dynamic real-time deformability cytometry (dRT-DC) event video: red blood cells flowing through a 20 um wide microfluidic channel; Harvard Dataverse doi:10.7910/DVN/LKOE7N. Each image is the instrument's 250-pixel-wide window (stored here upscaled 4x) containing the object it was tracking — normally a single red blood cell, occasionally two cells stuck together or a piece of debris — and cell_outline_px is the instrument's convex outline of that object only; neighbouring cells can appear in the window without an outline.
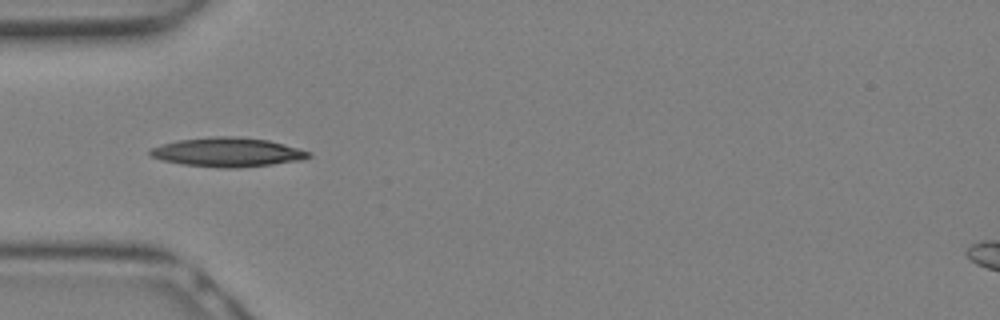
{"species": "Egyptian fruit bat (a non-hibernating species)", "species_latin": "Rousettus aegyptiacus", "temperature_condition": "warm", "stored_images_in_passage": 4, "camera_frame_rate_fps": 3000, "um_per_image_px": 0.085, "animal": {"sex": "female"}, "frame": {"image": 1, "passage_image": 1, "time_ms": 0.0, "image_size_px": [1000, 320], "cell_outline_px": [[312, 156], [304, 160], [272, 164], [236, 168], [224, 168], [184, 164], [164, 160], [148, 156], [148, 148], [160, 144], [176, 140], [216, 136], [232, 136], [268, 140], [300, 148], [312, 152]], "centroid_in_image_um": [19.34, 12.93], "position_along_channel_um": 65.7, "area_um2": 27.11}}
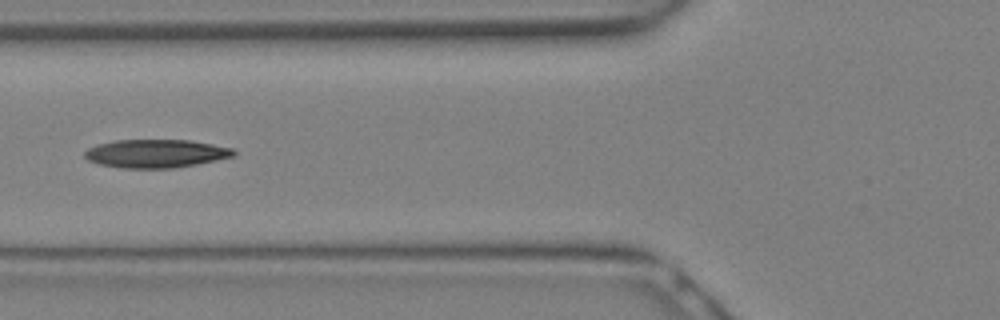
{"frame": {"image": 2, "passage_image": 3, "time_ms": 0.667, "image_size_px": [1000, 320], "cell_outline_px": [[236, 152], [232, 156], [216, 160], [196, 164], [172, 168], [120, 168], [100, 164], [88, 160], [84, 156], [84, 152], [88, 148], [96, 144], [116, 140], [188, 140], [212, 144], [232, 148]], "centroid_in_image_um": [13.21, 13.05], "position_along_channel_um": 112.6, "area_um2": 24.45}}